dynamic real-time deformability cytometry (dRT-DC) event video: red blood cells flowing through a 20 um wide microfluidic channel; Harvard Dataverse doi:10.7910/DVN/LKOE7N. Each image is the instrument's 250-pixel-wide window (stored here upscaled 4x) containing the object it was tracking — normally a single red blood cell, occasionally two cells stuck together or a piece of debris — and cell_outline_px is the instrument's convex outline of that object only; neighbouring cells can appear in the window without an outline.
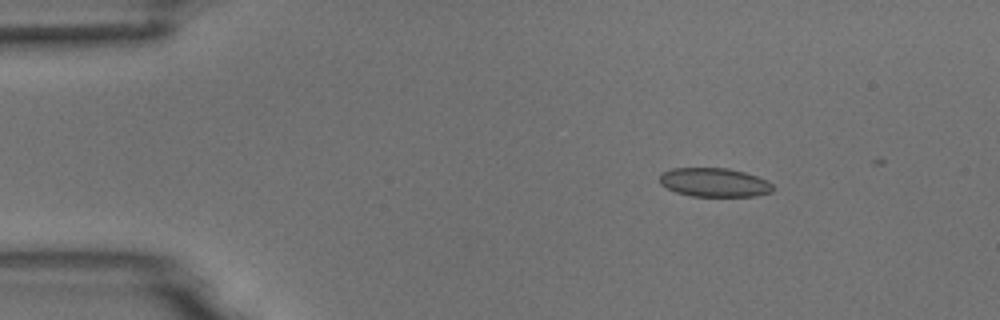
{"species": "common noctule bat (a hibernating species)", "species_latin": "Nyctalus noctula", "temperature_condition": "room temperature", "stored_images_in_passage": 3, "camera_frame_rate_fps": 3000, "um_per_image_px": 0.085, "animal": {"sex": "male", "body_mass_g": 18.8}, "frame": {"image": 1, "passage_image": 2, "time_ms": 1.333, "image_size_px": [1000, 320], "cell_outline_px": [[776, 188], [772, 192], [756, 196], [692, 196], [676, 192], [660, 184], [660, 172], [672, 168], [728, 168], [744, 172], [768, 180]], "centroid_in_image_um": [60.74, 15.5], "position_along_channel_um": 24.3, "area_um2": 19.19}}